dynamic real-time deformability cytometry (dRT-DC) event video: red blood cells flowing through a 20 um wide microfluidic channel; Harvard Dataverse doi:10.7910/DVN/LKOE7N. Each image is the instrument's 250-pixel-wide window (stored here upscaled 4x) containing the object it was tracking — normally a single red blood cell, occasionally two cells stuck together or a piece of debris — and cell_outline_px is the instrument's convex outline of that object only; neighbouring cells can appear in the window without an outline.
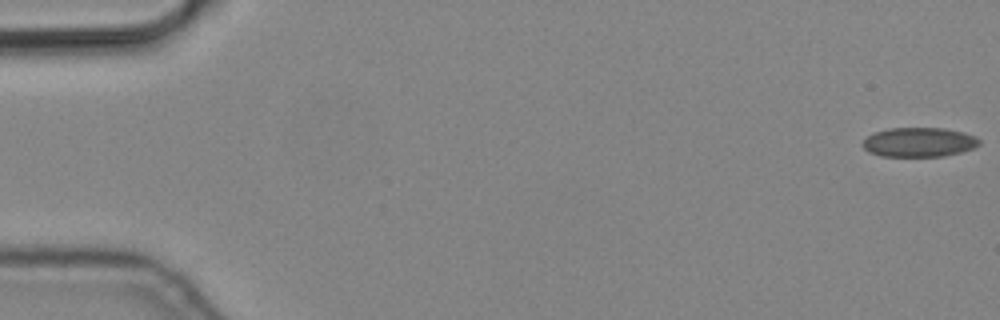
{"species": "common noctule bat (a hibernating species)", "species_latin": "Nyctalus noctula", "temperature_condition": "cold", "stored_images_in_passage": 5, "camera_frame_rate_fps": 3000, "um_per_image_px": 0.085, "animal": {"sex": "male", "body_mass_g": 19.2, "forearm_length_mm": 51.8}, "frame": {"image": 1, "passage_image": 1, "time_ms": 0.0, "image_size_px": [1000, 320], "cell_outline_px": [[980, 144], [972, 148], [960, 152], [944, 156], [880, 156], [868, 152], [860, 144], [868, 136], [876, 132], [888, 128], [944, 128], [964, 132], [976, 136], [980, 140]], "centroid_in_image_um": [78.11, 12.08], "position_along_channel_um": 6.9, "area_um2": 20.0}}